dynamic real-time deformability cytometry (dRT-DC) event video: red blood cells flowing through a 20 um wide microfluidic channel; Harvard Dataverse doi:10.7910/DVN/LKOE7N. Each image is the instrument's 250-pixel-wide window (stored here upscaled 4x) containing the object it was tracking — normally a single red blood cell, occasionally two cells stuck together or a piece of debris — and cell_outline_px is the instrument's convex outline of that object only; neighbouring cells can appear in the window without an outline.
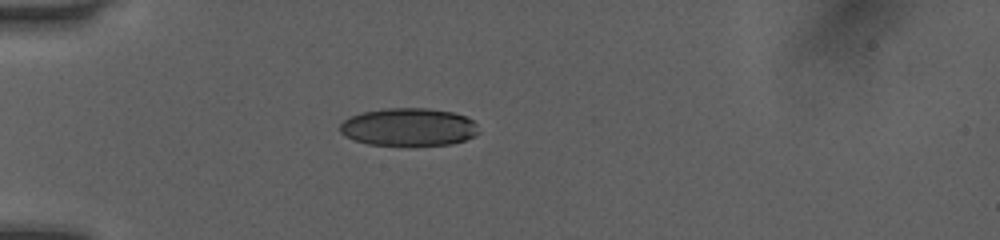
{"species": "human", "species_latin": "Homo sapiens", "temperature_condition": "room temperature", "stored_images_in_passage": 37, "camera_frame_rate_fps": 3000, "um_per_image_px": 0.085, "donor": {"sex": "female"}, "frame": {"image": 1, "passage_image": 1, "time_ms": 0.0, "image_size_px": [1000, 240], "cell_outline_px": [[480, 132], [476, 136], [452, 144], [408, 148], [368, 144], [344, 136], [340, 132], [340, 124], [348, 116], [364, 112], [384, 108], [428, 108], [452, 112], [464, 116], [472, 120], [476, 124]], "centroid_in_image_um": [34.74, 10.84], "position_along_channel_um": 50.3, "area_um2": 31.56}}
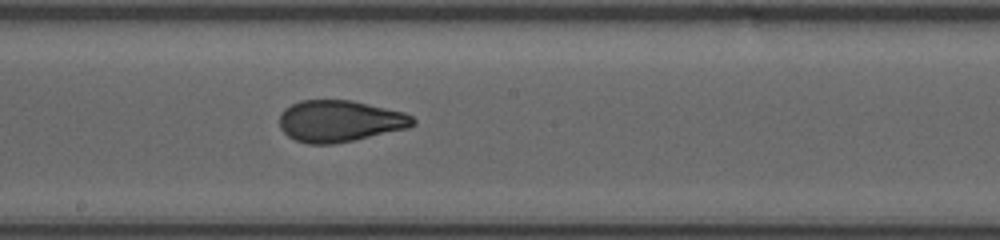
{"frame": {"image": 2, "passage_image": 15, "time_ms": 4.667, "image_size_px": [1000, 240], "cell_outline_px": [[416, 124], [408, 128], [352, 140], [332, 144], [308, 144], [296, 140], [288, 136], [280, 128], [280, 116], [284, 108], [300, 100], [352, 100], [404, 112], [412, 116], [416, 120]], "centroid_in_image_um": [28.88, 10.28], "position_along_channel_um": 219.3, "area_um2": 32.25}}
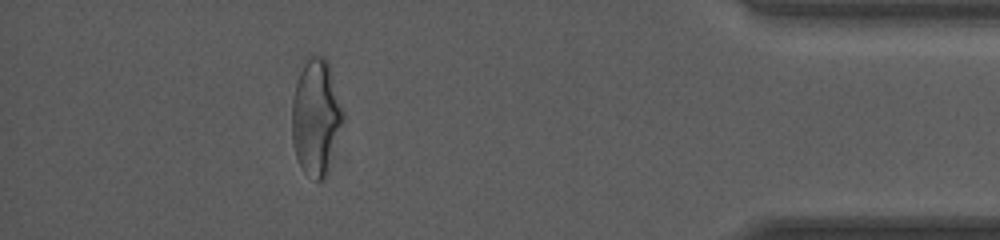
{"frame": {"image": 3, "passage_image": 32, "time_ms": 10.333, "image_size_px": [1000, 240], "cell_outline_px": [[348, 116], [328, 172], [324, 180], [316, 180], [304, 172], [296, 156], [292, 140], [292, 100], [296, 84], [304, 56], [324, 56], [328, 60]], "centroid_in_image_um": [26.93, 9.93], "position_along_channel_um": 408.3, "area_um2": 36.13}, "authors_computed_cell_mechanics": {"area_um2": 32.7148, "velocity_mm_per_s": 4.0783, "shape_relaxation_time_tau1_ms": 6.4955, "shape_relaxation_time_tau2_ms": 1.0535, "deformation_change_tau1": 0.1888, "deformation_change_tau2": 0.0761}}